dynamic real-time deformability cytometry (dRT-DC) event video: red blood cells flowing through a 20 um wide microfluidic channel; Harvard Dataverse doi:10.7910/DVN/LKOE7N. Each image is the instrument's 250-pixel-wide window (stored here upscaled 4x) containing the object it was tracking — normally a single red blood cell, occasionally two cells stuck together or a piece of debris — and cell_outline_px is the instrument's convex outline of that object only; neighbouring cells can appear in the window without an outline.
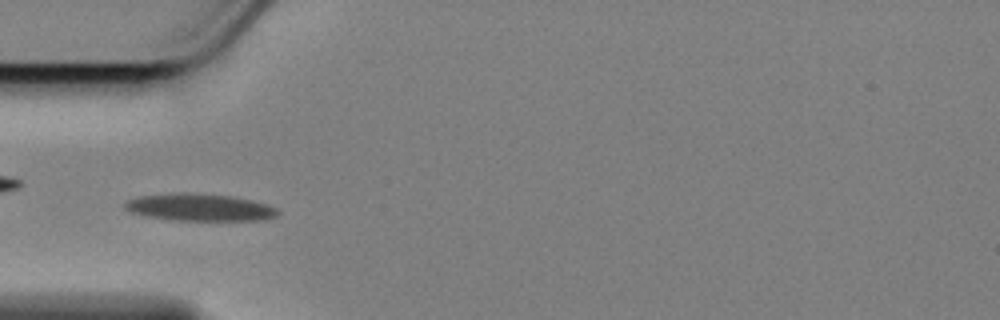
{"species": "Egyptian fruit bat (a non-hibernating species)", "species_latin": "Rousettus aegyptiacus", "temperature_condition": "cold", "stored_images_in_passage": 57, "camera_frame_rate_fps": 3000, "um_per_image_px": 0.085, "animal": {"sex": "female"}, "frame": {"image": 1, "passage_image": 17, "time_ms": 5.333, "image_size_px": [1000, 320], "cell_outline_px": [[280, 212], [276, 216], [264, 220], [172, 220], [144, 216], [128, 212], [124, 208], [124, 204], [128, 200], [140, 196], [184, 192], [232, 196], [268, 204], [276, 208]], "centroid_in_image_um": [16.95, 17.63], "position_along_channel_um": 68.0, "area_um2": 24.28}}
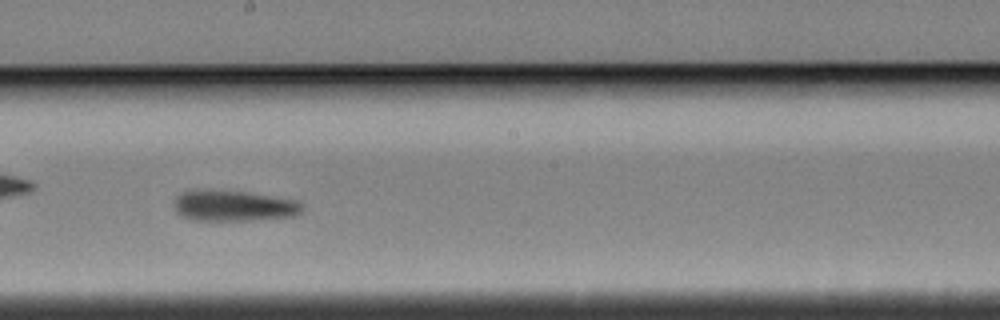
{"frame": {"image": 2, "passage_image": 31, "time_ms": 10.0, "image_size_px": [1000, 320], "cell_outline_px": [[304, 212], [296, 216], [252, 220], [192, 220], [176, 212], [176, 196], [180, 192], [196, 188], [244, 192], [300, 200], [304, 204]], "centroid_in_image_um": [19.92, 17.48], "position_along_channel_um": 228.3, "area_um2": 23.41}}
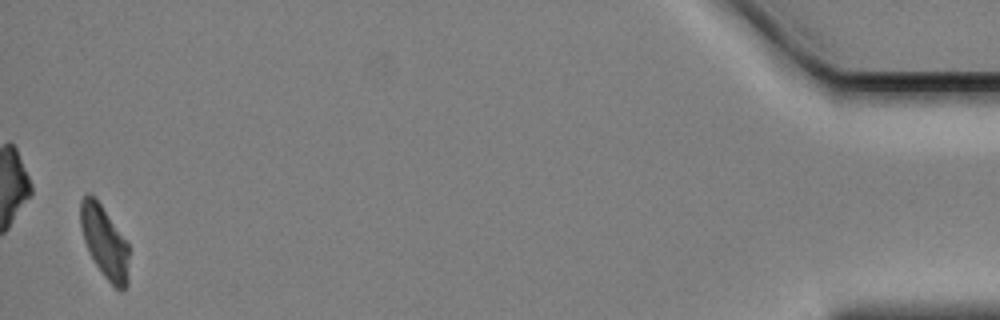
{"frame": {"image": 3, "passage_image": 56, "time_ms": 18.333, "image_size_px": [1000, 320], "cell_outline_px": [[128, 284], [120, 292], [104, 276], [96, 264], [84, 240], [80, 224], [80, 200], [88, 192], [100, 204], [128, 244]], "centroid_in_image_um": [8.88, 20.59], "position_along_channel_um": 426.3, "area_um2": 19.83}, "authors_computed_cell_mechanics": {"area_um2": 22.6576, "velocity_mm_per_s": 3.4216, "shape_relaxation_time_tau1_ms": 3.891, "shape_relaxation_time_tau2_ms": 4.2662, "deformation_change_tau1": 0.1523, "deformation_change_tau2": 0.1211}}